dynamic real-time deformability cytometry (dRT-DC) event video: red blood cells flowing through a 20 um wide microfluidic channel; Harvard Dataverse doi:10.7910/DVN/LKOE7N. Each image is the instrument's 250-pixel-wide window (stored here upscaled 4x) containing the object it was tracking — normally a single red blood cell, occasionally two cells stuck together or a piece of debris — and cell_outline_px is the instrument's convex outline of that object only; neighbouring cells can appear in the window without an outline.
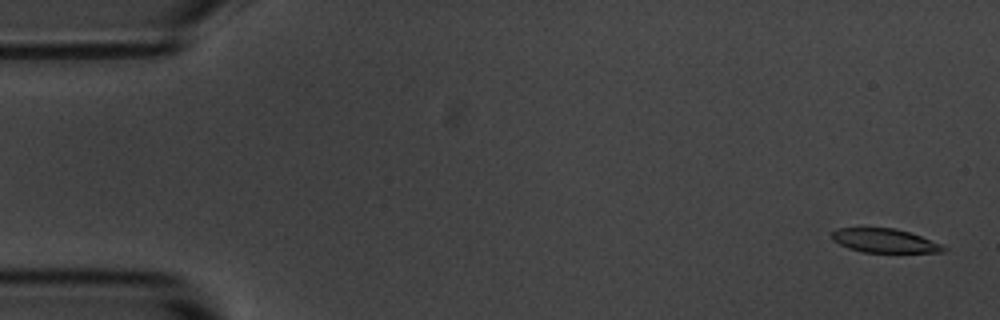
{"species": "common noctule bat (a hibernating species)", "species_latin": "Nyctalus noctula", "temperature_condition": "room temperature", "stored_images_in_passage": 11, "camera_frame_rate_fps": 3000, "um_per_image_px": 0.085, "animal": {"sex": "male", "body_mass_g": 20.1, "forearm_length_mm": 53.5}, "frame": {"image": 1, "passage_image": 2, "time_ms": 0.333, "image_size_px": [1000, 320], "cell_outline_px": [[948, 248], [944, 252], [864, 252], [848, 248], [832, 240], [832, 232], [836, 228], [896, 228], [920, 236], [940, 244]], "centroid_in_image_um": [75.17, 20.46], "position_along_channel_um": 9.8, "area_um2": 15.37}}